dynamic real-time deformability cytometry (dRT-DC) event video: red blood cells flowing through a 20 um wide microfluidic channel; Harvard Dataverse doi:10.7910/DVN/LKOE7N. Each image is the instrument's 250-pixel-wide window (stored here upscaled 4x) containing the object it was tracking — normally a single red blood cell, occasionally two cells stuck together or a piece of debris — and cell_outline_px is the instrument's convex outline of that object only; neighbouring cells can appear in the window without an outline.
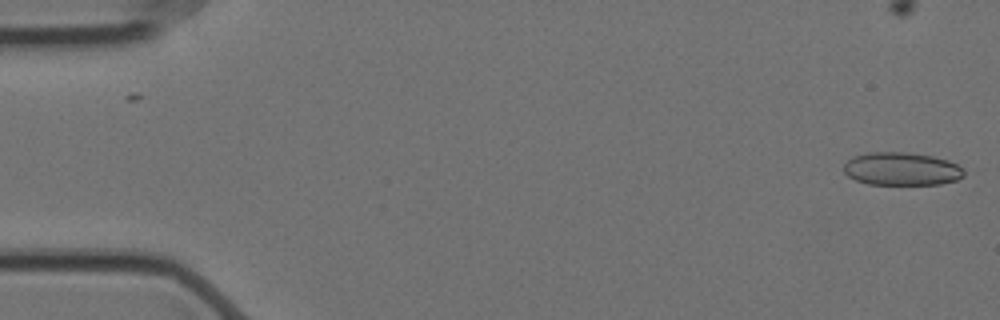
{"species": "Egyptian fruit bat (a non-hibernating species)", "species_latin": "Rousettus aegyptiacus", "temperature_condition": "cold", "stored_images_in_passage": 53, "camera_frame_rate_fps": 3000, "um_per_image_px": 0.085, "animal": {"sex": "female"}, "frame": {"image": 1, "passage_image": 1, "time_ms": 0.0, "image_size_px": [1000, 320], "cell_outline_px": [[964, 176], [956, 180], [940, 184], [868, 184], [856, 180], [848, 176], [844, 172], [844, 164], [848, 160], [856, 156], [868, 152], [908, 152], [932, 156], [948, 160], [956, 164], [964, 172]], "centroid_in_image_um": [76.63, 14.35], "position_along_channel_um": 8.4, "area_um2": 23.0}}
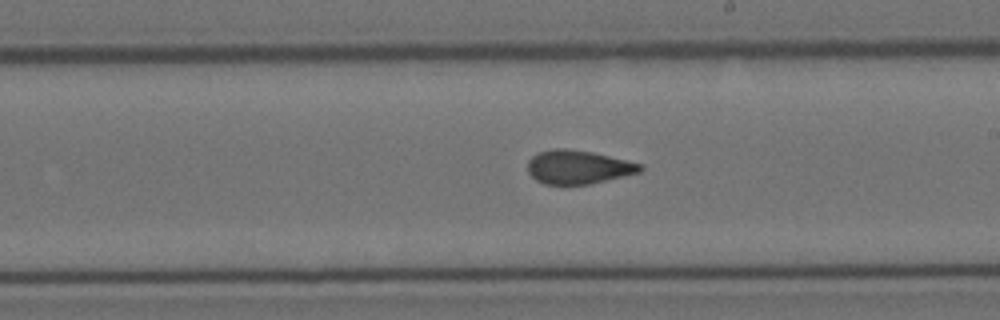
{"frame": {"image": 2, "passage_image": 32, "time_ms": 10.333, "image_size_px": [1000, 320], "cell_outline_px": [[644, 168], [640, 172], [624, 176], [588, 184], [544, 184], [536, 180], [528, 172], [528, 160], [532, 156], [540, 152], [552, 148], [564, 148], [592, 152], [644, 164]], "centroid_in_image_um": [49.15, 14.19], "position_along_channel_um": 239.8, "area_um2": 22.02}}
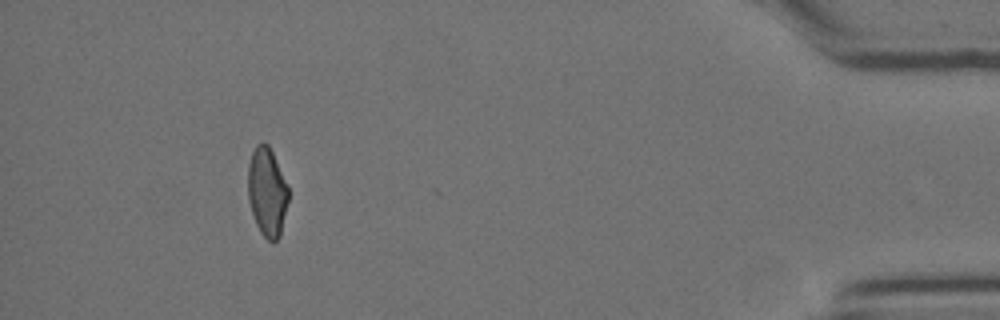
{"frame": {"image": 3, "passage_image": 52, "time_ms": 17.0, "image_size_px": [1000, 320], "cell_outline_px": [[288, 200], [280, 236], [272, 244], [260, 232], [256, 224], [248, 200], [248, 164], [252, 152], [256, 144], [260, 140], [264, 140], [268, 144], [288, 184]], "centroid_in_image_um": [22.7, 16.28], "position_along_channel_um": 412.5, "area_um2": 21.15}, "authors_computed_cell_mechanics": {"area_um2": 22.6576, "velocity_mm_per_s": 3.5278, "shape_relaxation_time_tau1_ms": 10.7986, "shape_relaxation_time_tau2_ms": 1.2733, "deformation_change_tau1": 0.1906, "deformation_change_tau2": 0.0841}}